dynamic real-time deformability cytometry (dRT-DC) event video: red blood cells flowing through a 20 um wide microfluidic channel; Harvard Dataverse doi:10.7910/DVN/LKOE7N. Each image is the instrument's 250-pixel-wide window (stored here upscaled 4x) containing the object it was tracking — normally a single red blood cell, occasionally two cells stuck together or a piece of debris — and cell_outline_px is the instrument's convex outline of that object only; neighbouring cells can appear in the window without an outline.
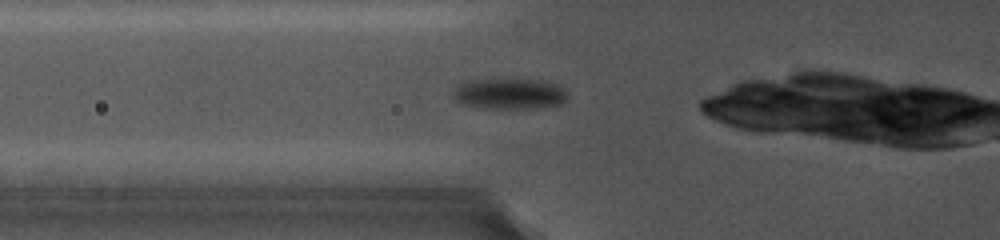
{"species": "common noctule bat (a hibernating species)", "species_latin": "Nyctalus noctula", "temperature_condition": "cold", "stored_images_in_passage": 25, "camera_frame_rate_fps": 5000, "um_per_image_px": 0.085, "animal": {"sex": "female", "body_mass_g": 19.0, "forearm_length_mm": 56.7}, "frame": {"image": 1, "passage_image": 2, "time_ms": 0.4, "image_size_px": [1000, 240], "cell_outline_px": [[568, 100], [560, 104], [532, 108], [484, 108], [460, 104], [452, 100], [452, 92], [456, 84], [472, 80], [536, 80], [556, 84], [564, 88], [568, 96]], "centroid_in_image_um": [43.24, 7.98], "position_along_channel_um": 82.6, "area_um2": 20.58}}
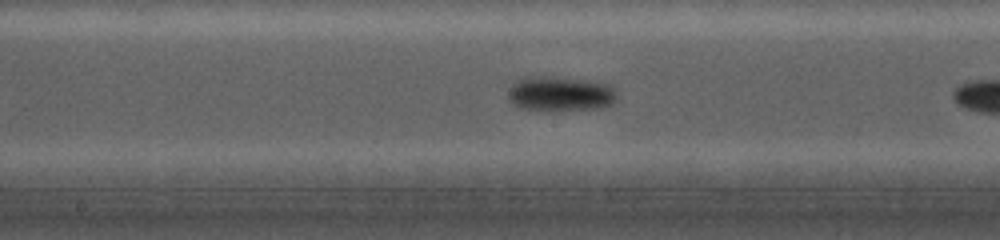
{"frame": {"image": 2, "passage_image": 10, "time_ms": 3.6, "image_size_px": [1000, 240], "cell_outline_px": [[616, 100], [612, 104], [596, 108], [524, 108], [516, 104], [508, 96], [508, 92], [512, 84], [516, 80], [528, 76], [544, 76], [596, 80], [612, 84], [616, 92]], "centroid_in_image_um": [47.7, 7.89], "position_along_channel_um": 200.5, "area_um2": 21.5}}
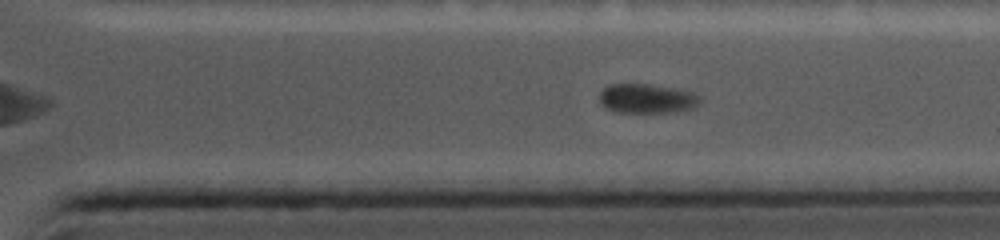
{"frame": {"image": 3, "passage_image": 20, "time_ms": 7.8, "image_size_px": [1000, 240], "cell_outline_px": [[700, 104], [692, 108], [672, 112], [616, 112], [604, 108], [600, 100], [600, 92], [608, 84], [652, 84], [680, 88], [692, 92], [700, 96]], "centroid_in_image_um": [55.0, 8.36], "position_along_channel_um": 356.4, "area_um2": 17.46}}